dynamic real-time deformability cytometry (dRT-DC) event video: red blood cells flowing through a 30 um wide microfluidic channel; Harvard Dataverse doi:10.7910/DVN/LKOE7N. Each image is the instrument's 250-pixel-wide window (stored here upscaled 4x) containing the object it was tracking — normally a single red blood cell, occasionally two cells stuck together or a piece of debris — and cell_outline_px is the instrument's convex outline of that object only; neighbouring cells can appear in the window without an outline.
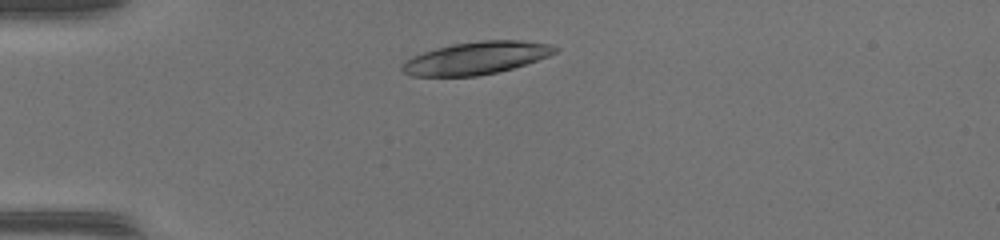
{"species": "common noctule bat (a hibernating species)", "species_latin": "Nyctalus noctula", "temperature_condition": "warm", "stored_images_in_passage": 33, "camera_frame_rate_fps": 3000, "um_per_image_px": 0.085, "animal": {"sex": "female", "body_mass_g": 17.0, "forearm_length_mm": 48.0}, "frame": {"image": 1, "passage_image": 2, "time_ms": 0.333, "image_size_px": [1000, 240], "cell_outline_px": [[560, 48], [556, 52], [548, 56], [512, 68], [496, 72], [476, 76], [412, 76], [404, 72], [400, 68], [404, 60], [412, 56], [436, 48], [452, 44], [480, 40], [520, 40], [552, 44]], "centroid_in_image_um": [40.47, 4.92], "position_along_channel_um": 44.5, "area_um2": 28.96}}
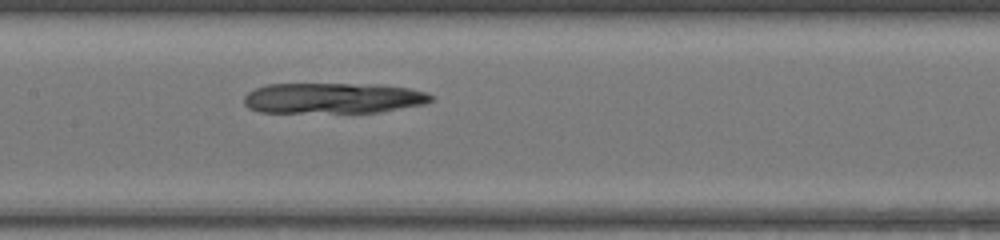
{"frame": {"image": 2, "passage_image": 14, "time_ms": 4.333, "image_size_px": [1000, 240], "cell_outline_px": [[432, 100], [424, 104], [376, 112], [260, 112], [248, 108], [244, 104], [244, 96], [248, 92], [256, 88], [268, 84], [380, 84], [408, 88], [424, 92], [432, 96]], "centroid_in_image_um": [28.27, 8.33], "position_along_channel_um": 179.1, "area_um2": 33.23}}
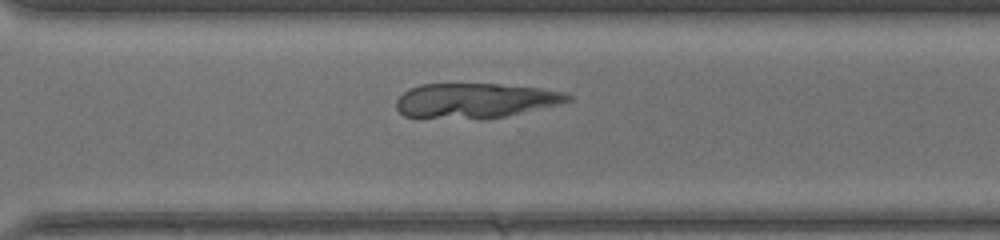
{"frame": {"image": 3, "passage_image": 25, "time_ms": 8.0, "image_size_px": [1000, 240], "cell_outline_px": [[572, 100], [560, 104], [504, 116], [484, 120], [480, 120], [404, 116], [396, 108], [396, 100], [408, 88], [420, 84], [500, 84], [540, 88], [564, 92], [572, 96]], "centroid_in_image_um": [40.39, 8.56], "position_along_channel_um": 330.2, "area_um2": 35.08}}